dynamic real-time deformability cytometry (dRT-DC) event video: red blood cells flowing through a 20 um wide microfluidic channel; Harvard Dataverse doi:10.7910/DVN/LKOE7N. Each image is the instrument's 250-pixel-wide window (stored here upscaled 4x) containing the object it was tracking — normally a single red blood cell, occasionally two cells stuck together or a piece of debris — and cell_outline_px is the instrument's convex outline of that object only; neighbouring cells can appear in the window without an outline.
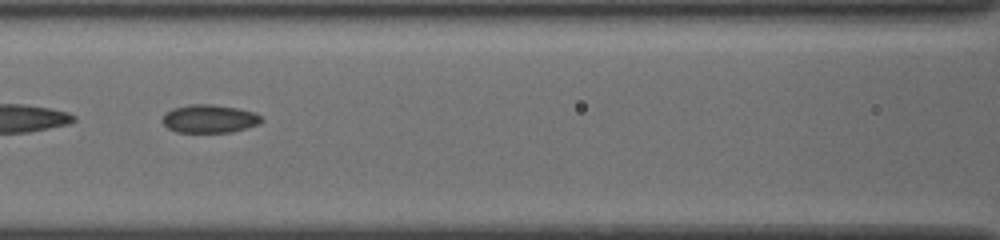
{"species": "common noctule bat (a hibernating species)", "species_latin": "Nyctalus noctula", "temperature_condition": "cold", "stored_images_in_passage": 56, "segment_of_instrument_passage": [2, 2], "camera_frame_rate_fps": 3000, "um_per_image_px": 0.085, "animal": {"sex": "female", "body_mass_g": 19.5, "forearm_length_mm": 54.1}, "frame": {"image": 1, "passage_image": 28, "time_ms": 9.0, "image_size_px": [1000, 240], "cell_outline_px": [[264, 120], [260, 124], [232, 132], [176, 132], [168, 128], [164, 124], [164, 116], [172, 108], [188, 104], [212, 104], [236, 108], [256, 112]], "centroid_in_image_um": [17.84, 10.09], "position_along_channel_um": 148.8, "area_um2": 16.24}}
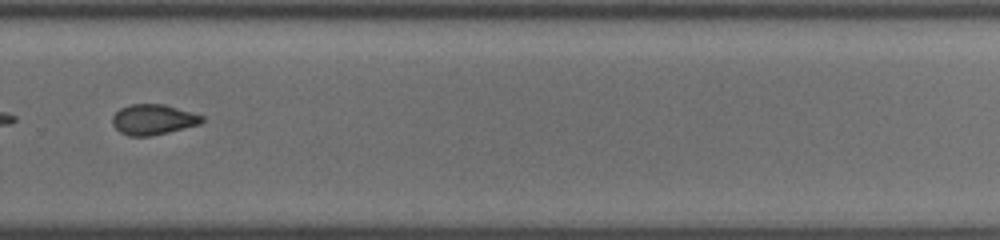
{"frame": {"image": 2, "passage_image": 41, "time_ms": 13.333, "image_size_px": [1000, 240], "cell_outline_px": [[204, 120], [200, 124], [152, 136], [128, 136], [120, 132], [112, 124], [112, 116], [120, 108], [132, 104], [164, 104], [204, 116]], "centroid_in_image_um": [13.01, 10.16], "position_along_channel_um": 316.8, "area_um2": 15.84}}
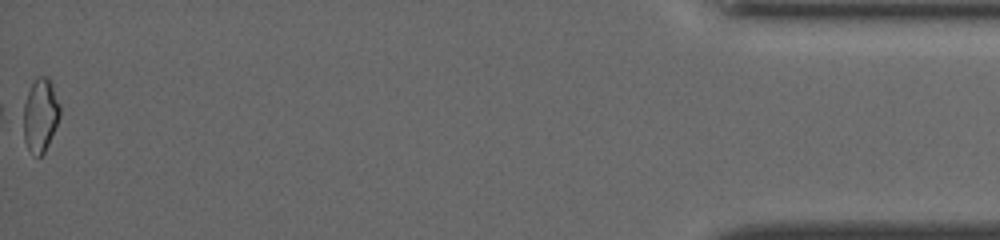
{"frame": {"image": 3, "passage_image": 56, "time_ms": 18.333, "image_size_px": [1000, 240], "cell_outline_px": [[60, 116], [48, 144], [44, 152], [40, 156], [36, 156], [28, 148], [24, 140], [24, 104], [28, 92], [36, 76], [48, 76], [52, 84], [60, 104]], "centroid_in_image_um": [3.44, 9.76], "position_along_channel_um": 431.8, "area_um2": 15.43}}